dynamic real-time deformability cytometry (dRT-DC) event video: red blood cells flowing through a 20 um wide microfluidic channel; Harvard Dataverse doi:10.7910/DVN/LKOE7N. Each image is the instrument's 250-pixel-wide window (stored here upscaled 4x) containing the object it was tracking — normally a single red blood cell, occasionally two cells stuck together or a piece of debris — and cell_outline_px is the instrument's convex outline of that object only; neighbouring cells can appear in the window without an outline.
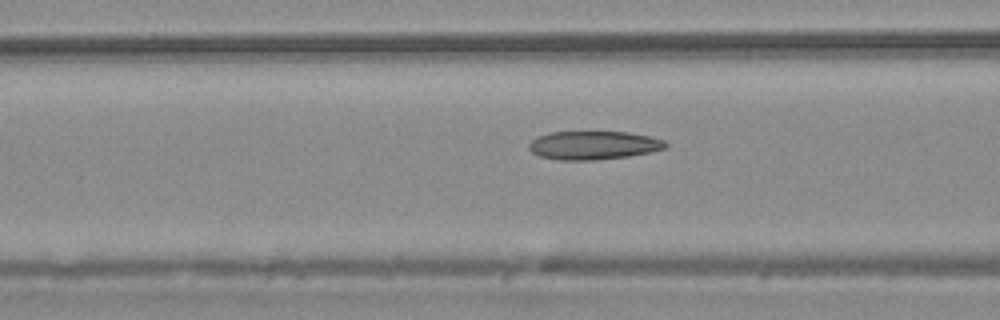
{"species": "common noctule bat (a hibernating species)", "species_latin": "Nyctalus noctula", "temperature_condition": "warm", "stored_images_in_passage": 43, "camera_frame_rate_fps": 3000, "um_per_image_px": 0.085, "animal": {"sex": "male", "body_mass_g": 20.4}, "frame": {"image": 1, "passage_image": 10, "time_ms": 3.0, "image_size_px": [1000, 320], "cell_outline_px": [[668, 144], [664, 148], [648, 152], [628, 156], [596, 160], [556, 160], [540, 156], [532, 152], [528, 148], [528, 144], [536, 136], [552, 132], [628, 132], [648, 136], [664, 140]], "centroid_in_image_um": [50.4, 12.35], "position_along_channel_um": 116.2, "area_um2": 22.6}}
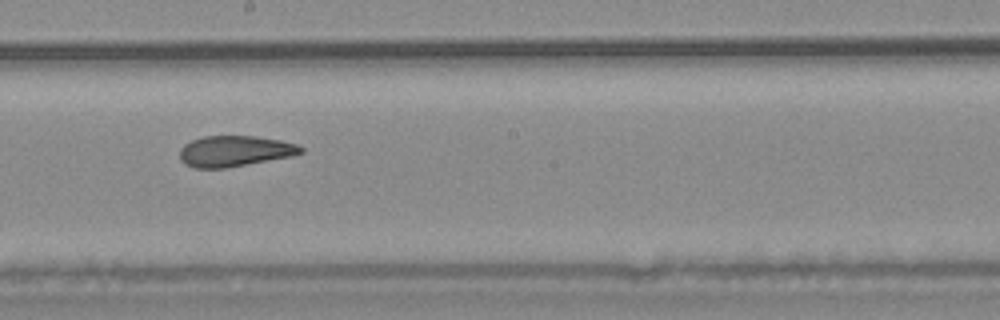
{"frame": {"image": 2, "passage_image": 19, "time_ms": 6.0, "image_size_px": [1000, 320], "cell_outline_px": [[304, 152], [292, 156], [224, 168], [192, 168], [184, 164], [180, 160], [180, 148], [184, 144], [192, 140], [204, 136], [256, 136], [280, 140], [296, 144], [304, 148]], "centroid_in_image_um": [19.93, 12.84], "position_along_channel_um": 228.3, "area_um2": 21.79}}
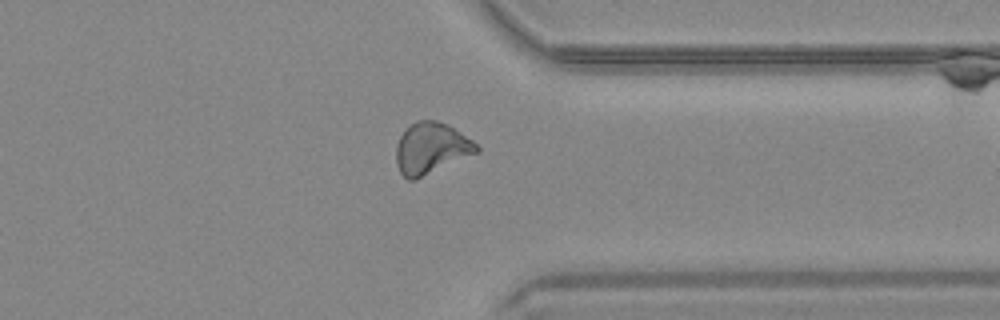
{"frame": {"image": 3, "passage_image": 31, "time_ms": 10.0, "image_size_px": [1000, 320], "cell_outline_px": [[480, 152], [416, 180], [408, 180], [400, 172], [396, 164], [396, 144], [404, 128], [420, 120], [436, 120], [452, 128], [472, 140], [480, 148]], "centroid_in_image_um": [36.63, 12.63], "position_along_channel_um": 374.8, "area_um2": 24.1}, "authors_computed_cell_mechanics": {"area_um2": 22.6576, "velocity_mm_per_s": 3.7399, "shape_relaxation_time_tau1_ms": 10.5519, "shape_relaxation_time_tau2_ms": 2.4217, "deformation_change_tau1": 0.2226, "deformation_change_tau2": 0.0891}}